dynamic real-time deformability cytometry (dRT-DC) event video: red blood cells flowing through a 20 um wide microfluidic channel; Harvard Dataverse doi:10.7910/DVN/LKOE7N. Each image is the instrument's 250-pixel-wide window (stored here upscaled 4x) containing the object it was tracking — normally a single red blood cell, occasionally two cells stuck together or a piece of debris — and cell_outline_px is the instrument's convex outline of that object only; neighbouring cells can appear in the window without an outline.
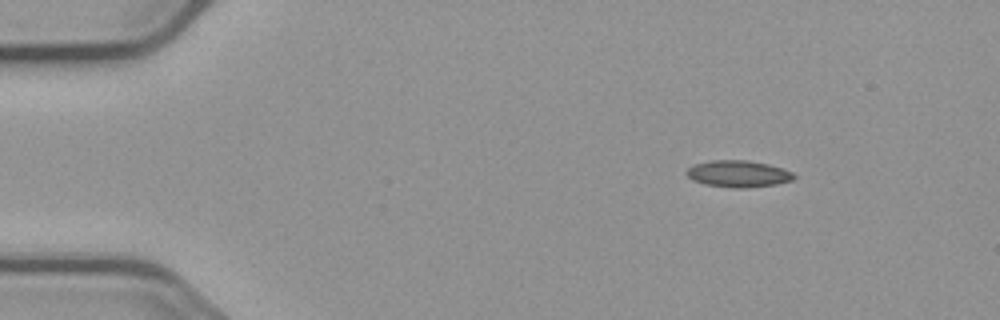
{"species": "common noctule bat (a hibernating species)", "species_latin": "Nyctalus noctula", "temperature_condition": "cold", "stored_images_in_passage": 3, "camera_frame_rate_fps": 3000, "um_per_image_px": 0.085, "animal": {"sex": "male", "body_mass_g": 23.1, "forearm_length_mm": 52.7}, "frame": {"image": 1, "passage_image": 1, "time_ms": 0.0, "image_size_px": [1000, 320], "cell_outline_px": [[796, 176], [792, 180], [776, 184], [740, 188], [736, 188], [704, 184], [692, 180], [684, 172], [688, 168], [696, 164], [712, 160], [748, 160], [768, 164], [784, 168], [792, 172]], "centroid_in_image_um": [62.75, 14.76], "position_along_channel_um": 22.2, "area_um2": 16.65}}